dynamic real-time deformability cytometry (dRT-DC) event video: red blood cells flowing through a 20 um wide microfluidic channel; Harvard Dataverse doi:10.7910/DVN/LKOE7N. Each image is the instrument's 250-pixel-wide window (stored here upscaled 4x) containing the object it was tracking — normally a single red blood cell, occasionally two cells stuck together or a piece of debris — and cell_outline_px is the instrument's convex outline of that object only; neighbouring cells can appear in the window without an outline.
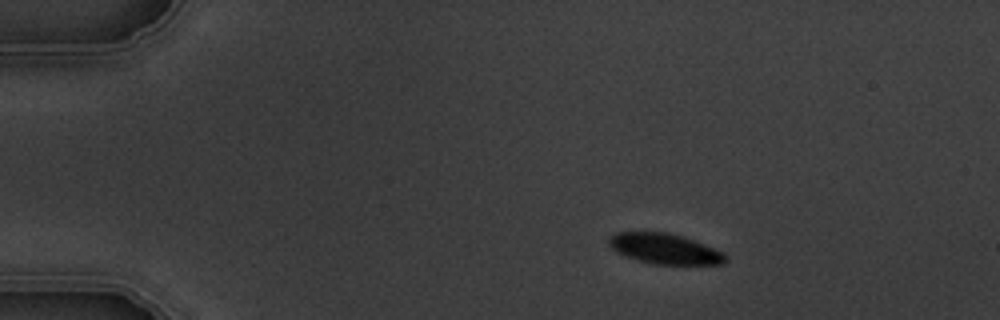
{"species": "common noctule bat (a hibernating species)", "species_latin": "Nyctalus noctula", "temperature_condition": "warm", "stored_images_in_passage": 3, "camera_frame_rate_fps": 3000, "um_per_image_px": 0.085, "animal": {"sex": "male", "body_mass_g": 19.5, "forearm_length_mm": 54.6}, "frame": {"image": 1, "passage_image": 1, "time_ms": 0.0, "image_size_px": [1000, 320], "cell_outline_px": [[728, 260], [724, 264], [652, 264], [636, 260], [624, 256], [616, 252], [608, 244], [608, 240], [616, 232], [668, 232], [684, 236], [724, 252], [728, 256]], "centroid_in_image_um": [56.52, 21.15], "position_along_channel_um": 28.5, "area_um2": 20.87}}